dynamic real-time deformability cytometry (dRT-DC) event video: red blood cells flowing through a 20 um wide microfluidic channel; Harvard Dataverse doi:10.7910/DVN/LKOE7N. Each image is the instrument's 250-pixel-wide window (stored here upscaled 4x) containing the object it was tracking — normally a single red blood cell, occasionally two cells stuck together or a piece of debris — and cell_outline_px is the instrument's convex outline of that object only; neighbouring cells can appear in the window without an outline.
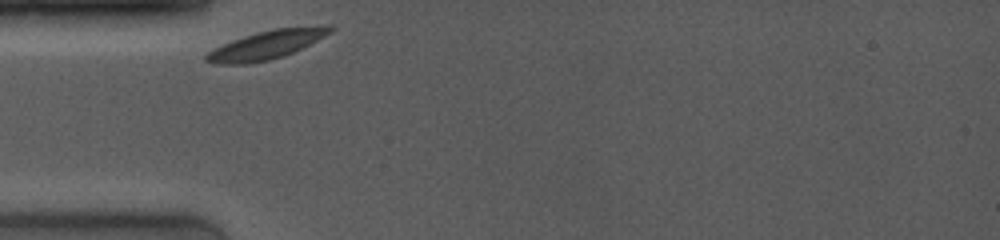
{"species": "common noctule bat (a hibernating species)", "species_latin": "Nyctalus noctula", "temperature_condition": "room temperature", "stored_images_in_passage": 29, "camera_frame_rate_fps": 4000, "um_per_image_px": 0.085, "animal": {"sex": "female", "body_mass_g": 19.0, "forearm_length_mm": 53.3}, "frame": {"image": 1, "passage_image": 1, "time_ms": 0.0, "image_size_px": [1000, 240], "cell_outline_px": [[332, 32], [284, 56], [268, 60], [244, 64], [216, 64], [204, 60], [204, 56], [212, 48], [232, 40], [256, 32], [276, 28], [328, 24], [332, 24]], "centroid_in_image_um": [22.64, 3.79], "position_along_channel_um": 62.4, "area_um2": 20.63}}
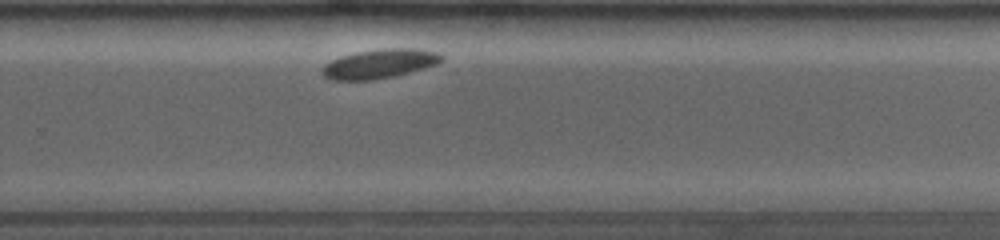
{"frame": {"image": 2, "passage_image": 19, "time_ms": 6.75, "image_size_px": [1000, 240], "cell_outline_px": [[444, 60], [440, 64], [392, 76], [372, 80], [328, 80], [320, 72], [320, 68], [324, 64], [340, 56], [356, 52], [384, 48], [412, 48], [440, 52], [444, 56]], "centroid_in_image_um": [32.26, 5.41], "position_along_channel_um": 297.5, "area_um2": 20.58}}
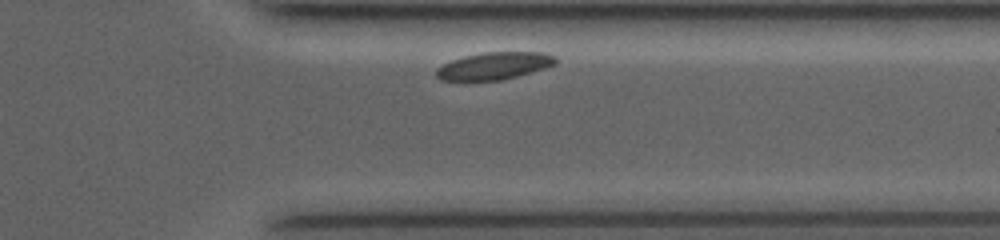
{"frame": {"image": 3, "passage_image": 27, "time_ms": 8.75, "image_size_px": [1000, 240], "cell_outline_px": [[556, 64], [544, 68], [516, 76], [500, 80], [440, 80], [436, 76], [436, 68], [452, 60], [464, 56], [484, 52], [544, 52], [556, 56]], "centroid_in_image_um": [42.01, 5.59], "position_along_channel_um": 369.4, "area_um2": 18.79}}